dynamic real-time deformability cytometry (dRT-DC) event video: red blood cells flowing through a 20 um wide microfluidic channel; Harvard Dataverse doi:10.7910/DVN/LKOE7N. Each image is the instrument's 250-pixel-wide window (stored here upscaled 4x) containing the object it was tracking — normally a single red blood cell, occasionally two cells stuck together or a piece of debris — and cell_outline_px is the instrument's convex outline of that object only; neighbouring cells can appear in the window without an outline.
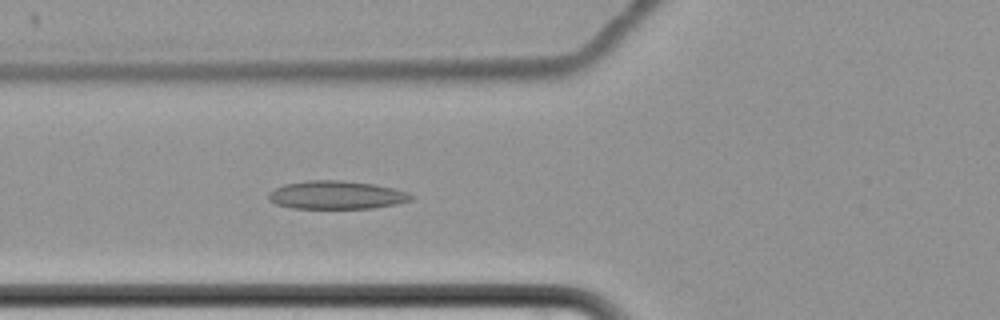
{"species": "common noctule bat (a hibernating species)", "species_latin": "Nyctalus noctula", "temperature_condition": "cold", "stored_images_in_passage": 5, "camera_frame_rate_fps": 3000, "um_per_image_px": 0.085, "animal": {"sex": "female", "body_mass_g": 22.7, "forearm_length_mm": 54.2}, "frame": {"image": 1, "passage_image": 5, "time_ms": 5.0, "image_size_px": [1000, 320], "cell_outline_px": [[416, 196], [412, 200], [396, 204], [372, 208], [292, 208], [276, 204], [268, 200], [268, 196], [276, 188], [284, 184], [304, 180], [344, 180], [376, 184], [408, 192]], "centroid_in_image_um": [28.63, 16.57], "position_along_channel_um": 97.2, "area_um2": 23.58}}